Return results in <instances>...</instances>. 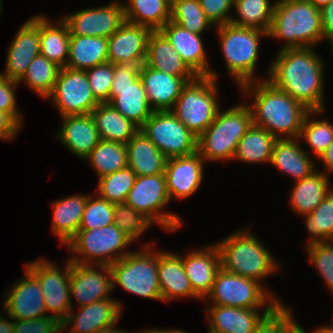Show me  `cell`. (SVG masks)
I'll return each instance as SVG.
<instances>
[{"label": "cell", "instance_id": "obj_1", "mask_svg": "<svg viewBox=\"0 0 333 333\" xmlns=\"http://www.w3.org/2000/svg\"><path fill=\"white\" fill-rule=\"evenodd\" d=\"M324 63L315 47L282 49L275 55L265 79L310 111L326 110Z\"/></svg>", "mask_w": 333, "mask_h": 333}, {"label": "cell", "instance_id": "obj_2", "mask_svg": "<svg viewBox=\"0 0 333 333\" xmlns=\"http://www.w3.org/2000/svg\"><path fill=\"white\" fill-rule=\"evenodd\" d=\"M243 96L252 100L249 106L253 125L264 128L277 139L299 138L310 110L269 81L257 80L239 87ZM251 97V98H249Z\"/></svg>", "mask_w": 333, "mask_h": 333}, {"label": "cell", "instance_id": "obj_3", "mask_svg": "<svg viewBox=\"0 0 333 333\" xmlns=\"http://www.w3.org/2000/svg\"><path fill=\"white\" fill-rule=\"evenodd\" d=\"M267 38L284 41L279 50L314 47L325 40L320 10L308 0H277Z\"/></svg>", "mask_w": 333, "mask_h": 333}, {"label": "cell", "instance_id": "obj_4", "mask_svg": "<svg viewBox=\"0 0 333 333\" xmlns=\"http://www.w3.org/2000/svg\"><path fill=\"white\" fill-rule=\"evenodd\" d=\"M251 231L250 227L238 229L215 243L220 251L222 268L263 284L264 279L281 271L282 267Z\"/></svg>", "mask_w": 333, "mask_h": 333}, {"label": "cell", "instance_id": "obj_5", "mask_svg": "<svg viewBox=\"0 0 333 333\" xmlns=\"http://www.w3.org/2000/svg\"><path fill=\"white\" fill-rule=\"evenodd\" d=\"M226 70L234 83L239 88L250 82L264 80L256 75V65L259 56L262 37H268V33L261 29L240 27L227 23L216 26ZM256 75V76H255Z\"/></svg>", "mask_w": 333, "mask_h": 333}, {"label": "cell", "instance_id": "obj_6", "mask_svg": "<svg viewBox=\"0 0 333 333\" xmlns=\"http://www.w3.org/2000/svg\"><path fill=\"white\" fill-rule=\"evenodd\" d=\"M246 102L218 111L212 124L197 138V151L204 162L233 160L239 141L252 126Z\"/></svg>", "mask_w": 333, "mask_h": 333}, {"label": "cell", "instance_id": "obj_7", "mask_svg": "<svg viewBox=\"0 0 333 333\" xmlns=\"http://www.w3.org/2000/svg\"><path fill=\"white\" fill-rule=\"evenodd\" d=\"M156 242L147 243L142 250L131 251L110 265L113 289L120 286L145 299L162 302L158 278V251Z\"/></svg>", "mask_w": 333, "mask_h": 333}, {"label": "cell", "instance_id": "obj_8", "mask_svg": "<svg viewBox=\"0 0 333 333\" xmlns=\"http://www.w3.org/2000/svg\"><path fill=\"white\" fill-rule=\"evenodd\" d=\"M133 241L114 223L102 228L78 230L66 244L71 262L79 264L112 265L132 250Z\"/></svg>", "mask_w": 333, "mask_h": 333}, {"label": "cell", "instance_id": "obj_9", "mask_svg": "<svg viewBox=\"0 0 333 333\" xmlns=\"http://www.w3.org/2000/svg\"><path fill=\"white\" fill-rule=\"evenodd\" d=\"M217 84L210 76L189 81L171 110L197 138L212 124L221 108Z\"/></svg>", "mask_w": 333, "mask_h": 333}, {"label": "cell", "instance_id": "obj_10", "mask_svg": "<svg viewBox=\"0 0 333 333\" xmlns=\"http://www.w3.org/2000/svg\"><path fill=\"white\" fill-rule=\"evenodd\" d=\"M265 284L220 268L211 292L203 300L236 308H277L283 302Z\"/></svg>", "mask_w": 333, "mask_h": 333}, {"label": "cell", "instance_id": "obj_11", "mask_svg": "<svg viewBox=\"0 0 333 333\" xmlns=\"http://www.w3.org/2000/svg\"><path fill=\"white\" fill-rule=\"evenodd\" d=\"M143 64H114V80L109 94V104L139 128L152 115L140 68Z\"/></svg>", "mask_w": 333, "mask_h": 333}, {"label": "cell", "instance_id": "obj_12", "mask_svg": "<svg viewBox=\"0 0 333 333\" xmlns=\"http://www.w3.org/2000/svg\"><path fill=\"white\" fill-rule=\"evenodd\" d=\"M170 202L164 174L137 176L130 189L126 204L144 214L167 232H175L183 225L178 214L165 211Z\"/></svg>", "mask_w": 333, "mask_h": 333}, {"label": "cell", "instance_id": "obj_13", "mask_svg": "<svg viewBox=\"0 0 333 333\" xmlns=\"http://www.w3.org/2000/svg\"><path fill=\"white\" fill-rule=\"evenodd\" d=\"M24 266L40 284L47 315L62 323L74 307L70 297L71 260L66 261L63 270L44 257Z\"/></svg>", "mask_w": 333, "mask_h": 333}, {"label": "cell", "instance_id": "obj_14", "mask_svg": "<svg viewBox=\"0 0 333 333\" xmlns=\"http://www.w3.org/2000/svg\"><path fill=\"white\" fill-rule=\"evenodd\" d=\"M167 159L193 154L197 137L184 126L171 110L153 111L140 127Z\"/></svg>", "mask_w": 333, "mask_h": 333}, {"label": "cell", "instance_id": "obj_15", "mask_svg": "<svg viewBox=\"0 0 333 333\" xmlns=\"http://www.w3.org/2000/svg\"><path fill=\"white\" fill-rule=\"evenodd\" d=\"M54 103L60 117L91 114L99 102L93 96L86 71L61 68L53 91L46 98Z\"/></svg>", "mask_w": 333, "mask_h": 333}, {"label": "cell", "instance_id": "obj_16", "mask_svg": "<svg viewBox=\"0 0 333 333\" xmlns=\"http://www.w3.org/2000/svg\"><path fill=\"white\" fill-rule=\"evenodd\" d=\"M70 13L62 17L70 35L109 38L125 22L123 2L119 0Z\"/></svg>", "mask_w": 333, "mask_h": 333}, {"label": "cell", "instance_id": "obj_17", "mask_svg": "<svg viewBox=\"0 0 333 333\" xmlns=\"http://www.w3.org/2000/svg\"><path fill=\"white\" fill-rule=\"evenodd\" d=\"M112 291L110 265L71 262L70 297L76 299L78 307L112 298Z\"/></svg>", "mask_w": 333, "mask_h": 333}, {"label": "cell", "instance_id": "obj_18", "mask_svg": "<svg viewBox=\"0 0 333 333\" xmlns=\"http://www.w3.org/2000/svg\"><path fill=\"white\" fill-rule=\"evenodd\" d=\"M206 163L200 153L169 158L165 166V179L170 201L194 195L203 183Z\"/></svg>", "mask_w": 333, "mask_h": 333}, {"label": "cell", "instance_id": "obj_19", "mask_svg": "<svg viewBox=\"0 0 333 333\" xmlns=\"http://www.w3.org/2000/svg\"><path fill=\"white\" fill-rule=\"evenodd\" d=\"M24 270L25 275L10 286L2 302L3 312L14 320H31L47 315L38 280L26 268Z\"/></svg>", "mask_w": 333, "mask_h": 333}, {"label": "cell", "instance_id": "obj_20", "mask_svg": "<svg viewBox=\"0 0 333 333\" xmlns=\"http://www.w3.org/2000/svg\"><path fill=\"white\" fill-rule=\"evenodd\" d=\"M38 55H40L39 14L26 20L17 30L7 50L5 70L0 74L18 81Z\"/></svg>", "mask_w": 333, "mask_h": 333}, {"label": "cell", "instance_id": "obj_21", "mask_svg": "<svg viewBox=\"0 0 333 333\" xmlns=\"http://www.w3.org/2000/svg\"><path fill=\"white\" fill-rule=\"evenodd\" d=\"M262 310V314L261 311ZM276 308L211 305L205 311L210 333H252ZM260 311V312H259Z\"/></svg>", "mask_w": 333, "mask_h": 333}, {"label": "cell", "instance_id": "obj_22", "mask_svg": "<svg viewBox=\"0 0 333 333\" xmlns=\"http://www.w3.org/2000/svg\"><path fill=\"white\" fill-rule=\"evenodd\" d=\"M122 303L119 299L109 298L78 307L77 314L71 309L61 327L69 333H94L119 322L123 311Z\"/></svg>", "mask_w": 333, "mask_h": 333}, {"label": "cell", "instance_id": "obj_23", "mask_svg": "<svg viewBox=\"0 0 333 333\" xmlns=\"http://www.w3.org/2000/svg\"><path fill=\"white\" fill-rule=\"evenodd\" d=\"M185 273L193 291L204 300L211 292L215 277L221 268V255L216 243H211L180 255Z\"/></svg>", "mask_w": 333, "mask_h": 333}, {"label": "cell", "instance_id": "obj_24", "mask_svg": "<svg viewBox=\"0 0 333 333\" xmlns=\"http://www.w3.org/2000/svg\"><path fill=\"white\" fill-rule=\"evenodd\" d=\"M159 31L198 76H210L218 80V73L209 66L202 35L193 34L171 20Z\"/></svg>", "mask_w": 333, "mask_h": 333}, {"label": "cell", "instance_id": "obj_25", "mask_svg": "<svg viewBox=\"0 0 333 333\" xmlns=\"http://www.w3.org/2000/svg\"><path fill=\"white\" fill-rule=\"evenodd\" d=\"M151 32L148 27L125 21L108 38V62L144 64Z\"/></svg>", "mask_w": 333, "mask_h": 333}, {"label": "cell", "instance_id": "obj_26", "mask_svg": "<svg viewBox=\"0 0 333 333\" xmlns=\"http://www.w3.org/2000/svg\"><path fill=\"white\" fill-rule=\"evenodd\" d=\"M140 78L147 100L153 111L172 110L183 87L197 77H177L158 71L145 63L140 68Z\"/></svg>", "mask_w": 333, "mask_h": 333}, {"label": "cell", "instance_id": "obj_27", "mask_svg": "<svg viewBox=\"0 0 333 333\" xmlns=\"http://www.w3.org/2000/svg\"><path fill=\"white\" fill-rule=\"evenodd\" d=\"M58 141L78 158L85 159L101 141L91 114L62 116Z\"/></svg>", "mask_w": 333, "mask_h": 333}, {"label": "cell", "instance_id": "obj_28", "mask_svg": "<svg viewBox=\"0 0 333 333\" xmlns=\"http://www.w3.org/2000/svg\"><path fill=\"white\" fill-rule=\"evenodd\" d=\"M158 249V278L162 302L183 297L202 299L193 291L178 253Z\"/></svg>", "mask_w": 333, "mask_h": 333}, {"label": "cell", "instance_id": "obj_29", "mask_svg": "<svg viewBox=\"0 0 333 333\" xmlns=\"http://www.w3.org/2000/svg\"><path fill=\"white\" fill-rule=\"evenodd\" d=\"M301 145L299 138H284L277 139L273 146L270 165L291 176L293 182L304 179L317 170L309 151Z\"/></svg>", "mask_w": 333, "mask_h": 333}, {"label": "cell", "instance_id": "obj_30", "mask_svg": "<svg viewBox=\"0 0 333 333\" xmlns=\"http://www.w3.org/2000/svg\"><path fill=\"white\" fill-rule=\"evenodd\" d=\"M145 64L177 77H198L159 30L149 35Z\"/></svg>", "mask_w": 333, "mask_h": 333}, {"label": "cell", "instance_id": "obj_31", "mask_svg": "<svg viewBox=\"0 0 333 333\" xmlns=\"http://www.w3.org/2000/svg\"><path fill=\"white\" fill-rule=\"evenodd\" d=\"M128 167L136 176L164 174L166 156L140 130L126 144Z\"/></svg>", "mask_w": 333, "mask_h": 333}, {"label": "cell", "instance_id": "obj_32", "mask_svg": "<svg viewBox=\"0 0 333 333\" xmlns=\"http://www.w3.org/2000/svg\"><path fill=\"white\" fill-rule=\"evenodd\" d=\"M329 177L317 168L310 176L294 182L288 204L295 214L307 215L321 204L333 190Z\"/></svg>", "mask_w": 333, "mask_h": 333}, {"label": "cell", "instance_id": "obj_33", "mask_svg": "<svg viewBox=\"0 0 333 333\" xmlns=\"http://www.w3.org/2000/svg\"><path fill=\"white\" fill-rule=\"evenodd\" d=\"M88 194H74L56 199L52 203L51 230L65 246L77 233L81 224Z\"/></svg>", "mask_w": 333, "mask_h": 333}, {"label": "cell", "instance_id": "obj_34", "mask_svg": "<svg viewBox=\"0 0 333 333\" xmlns=\"http://www.w3.org/2000/svg\"><path fill=\"white\" fill-rule=\"evenodd\" d=\"M47 17L39 14L40 55L64 68L68 59L70 30L62 17L55 23Z\"/></svg>", "mask_w": 333, "mask_h": 333}, {"label": "cell", "instance_id": "obj_35", "mask_svg": "<svg viewBox=\"0 0 333 333\" xmlns=\"http://www.w3.org/2000/svg\"><path fill=\"white\" fill-rule=\"evenodd\" d=\"M108 62V38L70 35L66 67L86 71Z\"/></svg>", "mask_w": 333, "mask_h": 333}, {"label": "cell", "instance_id": "obj_36", "mask_svg": "<svg viewBox=\"0 0 333 333\" xmlns=\"http://www.w3.org/2000/svg\"><path fill=\"white\" fill-rule=\"evenodd\" d=\"M101 140L127 144L140 130L109 103H99L91 112Z\"/></svg>", "mask_w": 333, "mask_h": 333}, {"label": "cell", "instance_id": "obj_37", "mask_svg": "<svg viewBox=\"0 0 333 333\" xmlns=\"http://www.w3.org/2000/svg\"><path fill=\"white\" fill-rule=\"evenodd\" d=\"M276 140L267 130L252 124L239 141L233 160L247 164H270Z\"/></svg>", "mask_w": 333, "mask_h": 333}, {"label": "cell", "instance_id": "obj_38", "mask_svg": "<svg viewBox=\"0 0 333 333\" xmlns=\"http://www.w3.org/2000/svg\"><path fill=\"white\" fill-rule=\"evenodd\" d=\"M125 21L160 30L171 20V6L166 0H128L123 2Z\"/></svg>", "mask_w": 333, "mask_h": 333}, {"label": "cell", "instance_id": "obj_39", "mask_svg": "<svg viewBox=\"0 0 333 333\" xmlns=\"http://www.w3.org/2000/svg\"><path fill=\"white\" fill-rule=\"evenodd\" d=\"M84 160L89 161L99 179L128 166L126 144L101 140Z\"/></svg>", "mask_w": 333, "mask_h": 333}, {"label": "cell", "instance_id": "obj_40", "mask_svg": "<svg viewBox=\"0 0 333 333\" xmlns=\"http://www.w3.org/2000/svg\"><path fill=\"white\" fill-rule=\"evenodd\" d=\"M275 2L270 0H234V10L230 23L240 27L261 29L268 33L273 17Z\"/></svg>", "mask_w": 333, "mask_h": 333}, {"label": "cell", "instance_id": "obj_41", "mask_svg": "<svg viewBox=\"0 0 333 333\" xmlns=\"http://www.w3.org/2000/svg\"><path fill=\"white\" fill-rule=\"evenodd\" d=\"M60 69L45 56L38 55L17 82L19 85L24 82L38 96L46 99L53 91Z\"/></svg>", "mask_w": 333, "mask_h": 333}, {"label": "cell", "instance_id": "obj_42", "mask_svg": "<svg viewBox=\"0 0 333 333\" xmlns=\"http://www.w3.org/2000/svg\"><path fill=\"white\" fill-rule=\"evenodd\" d=\"M323 113L325 110L310 111L305 117L299 136L301 141L305 140L308 148H311L312 154L318 159L333 141V124L326 118H318Z\"/></svg>", "mask_w": 333, "mask_h": 333}, {"label": "cell", "instance_id": "obj_43", "mask_svg": "<svg viewBox=\"0 0 333 333\" xmlns=\"http://www.w3.org/2000/svg\"><path fill=\"white\" fill-rule=\"evenodd\" d=\"M304 225L310 236L307 244L333 241V190L311 213L303 215Z\"/></svg>", "mask_w": 333, "mask_h": 333}, {"label": "cell", "instance_id": "obj_44", "mask_svg": "<svg viewBox=\"0 0 333 333\" xmlns=\"http://www.w3.org/2000/svg\"><path fill=\"white\" fill-rule=\"evenodd\" d=\"M135 172L128 166L98 179V195L110 203H125L136 180Z\"/></svg>", "mask_w": 333, "mask_h": 333}, {"label": "cell", "instance_id": "obj_45", "mask_svg": "<svg viewBox=\"0 0 333 333\" xmlns=\"http://www.w3.org/2000/svg\"><path fill=\"white\" fill-rule=\"evenodd\" d=\"M171 21L193 34L203 35L205 30L214 27L206 18L199 0H181L171 7Z\"/></svg>", "mask_w": 333, "mask_h": 333}, {"label": "cell", "instance_id": "obj_46", "mask_svg": "<svg viewBox=\"0 0 333 333\" xmlns=\"http://www.w3.org/2000/svg\"><path fill=\"white\" fill-rule=\"evenodd\" d=\"M114 204L90 193L86 201L79 230L102 228L114 223Z\"/></svg>", "mask_w": 333, "mask_h": 333}, {"label": "cell", "instance_id": "obj_47", "mask_svg": "<svg viewBox=\"0 0 333 333\" xmlns=\"http://www.w3.org/2000/svg\"><path fill=\"white\" fill-rule=\"evenodd\" d=\"M114 224L134 242L152 227L153 222L126 203L114 204Z\"/></svg>", "mask_w": 333, "mask_h": 333}, {"label": "cell", "instance_id": "obj_48", "mask_svg": "<svg viewBox=\"0 0 333 333\" xmlns=\"http://www.w3.org/2000/svg\"><path fill=\"white\" fill-rule=\"evenodd\" d=\"M309 261L333 295V241L305 245Z\"/></svg>", "mask_w": 333, "mask_h": 333}, {"label": "cell", "instance_id": "obj_49", "mask_svg": "<svg viewBox=\"0 0 333 333\" xmlns=\"http://www.w3.org/2000/svg\"><path fill=\"white\" fill-rule=\"evenodd\" d=\"M93 96L99 103H109V94L114 80V64L104 63L86 70Z\"/></svg>", "mask_w": 333, "mask_h": 333}, {"label": "cell", "instance_id": "obj_50", "mask_svg": "<svg viewBox=\"0 0 333 333\" xmlns=\"http://www.w3.org/2000/svg\"><path fill=\"white\" fill-rule=\"evenodd\" d=\"M293 317L292 309L282 303L252 333H286V327L296 319Z\"/></svg>", "mask_w": 333, "mask_h": 333}, {"label": "cell", "instance_id": "obj_51", "mask_svg": "<svg viewBox=\"0 0 333 333\" xmlns=\"http://www.w3.org/2000/svg\"><path fill=\"white\" fill-rule=\"evenodd\" d=\"M19 84L0 74V112L9 114L22 127V114L18 110L16 101V90Z\"/></svg>", "mask_w": 333, "mask_h": 333}, {"label": "cell", "instance_id": "obj_52", "mask_svg": "<svg viewBox=\"0 0 333 333\" xmlns=\"http://www.w3.org/2000/svg\"><path fill=\"white\" fill-rule=\"evenodd\" d=\"M200 6L206 18L213 26L230 23L231 8H234V0H199Z\"/></svg>", "mask_w": 333, "mask_h": 333}, {"label": "cell", "instance_id": "obj_53", "mask_svg": "<svg viewBox=\"0 0 333 333\" xmlns=\"http://www.w3.org/2000/svg\"><path fill=\"white\" fill-rule=\"evenodd\" d=\"M61 327L55 318L45 315L28 320H14L13 333H55Z\"/></svg>", "mask_w": 333, "mask_h": 333}, {"label": "cell", "instance_id": "obj_54", "mask_svg": "<svg viewBox=\"0 0 333 333\" xmlns=\"http://www.w3.org/2000/svg\"><path fill=\"white\" fill-rule=\"evenodd\" d=\"M21 128L9 114L0 112V140H14Z\"/></svg>", "mask_w": 333, "mask_h": 333}, {"label": "cell", "instance_id": "obj_55", "mask_svg": "<svg viewBox=\"0 0 333 333\" xmlns=\"http://www.w3.org/2000/svg\"><path fill=\"white\" fill-rule=\"evenodd\" d=\"M320 12L324 39L326 41L333 34V0L320 9Z\"/></svg>", "mask_w": 333, "mask_h": 333}, {"label": "cell", "instance_id": "obj_56", "mask_svg": "<svg viewBox=\"0 0 333 333\" xmlns=\"http://www.w3.org/2000/svg\"><path fill=\"white\" fill-rule=\"evenodd\" d=\"M318 160H320L318 162L319 164L323 162L322 164L324 169L322 172H324L327 176H330L329 174H332L333 172V141Z\"/></svg>", "mask_w": 333, "mask_h": 333}, {"label": "cell", "instance_id": "obj_57", "mask_svg": "<svg viewBox=\"0 0 333 333\" xmlns=\"http://www.w3.org/2000/svg\"><path fill=\"white\" fill-rule=\"evenodd\" d=\"M5 316L6 317H4V315L0 313V333H13L14 319L6 313H5ZM8 319H10V320H8Z\"/></svg>", "mask_w": 333, "mask_h": 333}, {"label": "cell", "instance_id": "obj_58", "mask_svg": "<svg viewBox=\"0 0 333 333\" xmlns=\"http://www.w3.org/2000/svg\"><path fill=\"white\" fill-rule=\"evenodd\" d=\"M286 333H307V331L303 328L302 325L297 322V320H293L287 327ZM312 333H317L316 329H313Z\"/></svg>", "mask_w": 333, "mask_h": 333}, {"label": "cell", "instance_id": "obj_59", "mask_svg": "<svg viewBox=\"0 0 333 333\" xmlns=\"http://www.w3.org/2000/svg\"><path fill=\"white\" fill-rule=\"evenodd\" d=\"M115 325H118V322L111 326L102 328L99 331H96L94 333H130V332H127V330L117 328Z\"/></svg>", "mask_w": 333, "mask_h": 333}, {"label": "cell", "instance_id": "obj_60", "mask_svg": "<svg viewBox=\"0 0 333 333\" xmlns=\"http://www.w3.org/2000/svg\"><path fill=\"white\" fill-rule=\"evenodd\" d=\"M317 333H333V322L330 325H320L319 327L316 328Z\"/></svg>", "mask_w": 333, "mask_h": 333}, {"label": "cell", "instance_id": "obj_61", "mask_svg": "<svg viewBox=\"0 0 333 333\" xmlns=\"http://www.w3.org/2000/svg\"><path fill=\"white\" fill-rule=\"evenodd\" d=\"M319 10L328 5L332 0H308Z\"/></svg>", "mask_w": 333, "mask_h": 333}, {"label": "cell", "instance_id": "obj_62", "mask_svg": "<svg viewBox=\"0 0 333 333\" xmlns=\"http://www.w3.org/2000/svg\"><path fill=\"white\" fill-rule=\"evenodd\" d=\"M162 333H188V332H186V331H184V330H179V329H159Z\"/></svg>", "mask_w": 333, "mask_h": 333}, {"label": "cell", "instance_id": "obj_63", "mask_svg": "<svg viewBox=\"0 0 333 333\" xmlns=\"http://www.w3.org/2000/svg\"><path fill=\"white\" fill-rule=\"evenodd\" d=\"M139 333H162L158 328H149L148 330L140 331Z\"/></svg>", "mask_w": 333, "mask_h": 333}, {"label": "cell", "instance_id": "obj_64", "mask_svg": "<svg viewBox=\"0 0 333 333\" xmlns=\"http://www.w3.org/2000/svg\"><path fill=\"white\" fill-rule=\"evenodd\" d=\"M326 42L329 43V46L331 47L330 48V51L332 52L333 54V34L326 40Z\"/></svg>", "mask_w": 333, "mask_h": 333}, {"label": "cell", "instance_id": "obj_65", "mask_svg": "<svg viewBox=\"0 0 333 333\" xmlns=\"http://www.w3.org/2000/svg\"><path fill=\"white\" fill-rule=\"evenodd\" d=\"M181 0H166V2L172 7L176 2H179Z\"/></svg>", "mask_w": 333, "mask_h": 333}, {"label": "cell", "instance_id": "obj_66", "mask_svg": "<svg viewBox=\"0 0 333 333\" xmlns=\"http://www.w3.org/2000/svg\"><path fill=\"white\" fill-rule=\"evenodd\" d=\"M55 333H66V332L62 327H60Z\"/></svg>", "mask_w": 333, "mask_h": 333}, {"label": "cell", "instance_id": "obj_67", "mask_svg": "<svg viewBox=\"0 0 333 333\" xmlns=\"http://www.w3.org/2000/svg\"><path fill=\"white\" fill-rule=\"evenodd\" d=\"M2 2H3V0H0V16H1V13H2Z\"/></svg>", "mask_w": 333, "mask_h": 333}]
</instances>
